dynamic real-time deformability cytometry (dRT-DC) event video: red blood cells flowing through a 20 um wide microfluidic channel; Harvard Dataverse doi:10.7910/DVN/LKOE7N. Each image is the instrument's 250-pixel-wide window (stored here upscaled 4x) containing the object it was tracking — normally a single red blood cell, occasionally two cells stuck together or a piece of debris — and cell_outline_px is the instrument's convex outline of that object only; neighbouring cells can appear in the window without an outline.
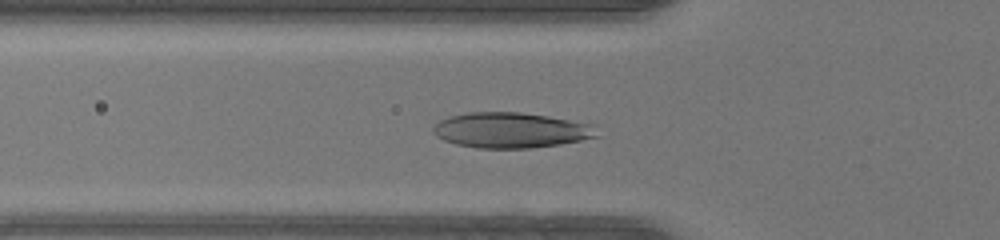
{"species": "human", "species_latin": "Homo sapiens", "temperature_condition": "warm", "stored_images_in_passage": 34, "camera_frame_rate_fps": 3000, "um_per_image_px": 0.085, "donor": {"sex": "female"}, "frame": {"image": 1, "passage_image": 3, "time_ms": 0.667, "image_size_px": [1000, 240], "cell_outline_px": [[600, 136], [560, 144], [532, 148], [476, 148], [456, 144], [444, 140], [436, 136], [432, 132], [432, 128], [440, 120], [448, 116], [468, 112], [520, 112], [548, 116], [588, 124]], "centroid_in_image_um": [43.34, 11.07], "position_along_channel_um": 82.5, "area_um2": 33.58}}
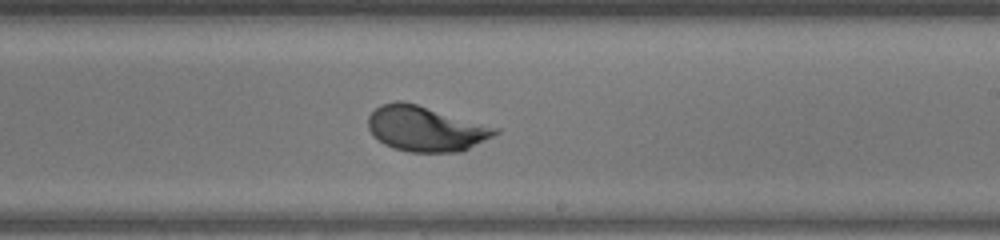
{"frame": {"image": 2, "passage_image": 15, "time_ms": 4.667, "image_size_px": [1000, 240], "cell_outline_px": [[500, 132], [460, 152], [408, 152], [392, 148], [384, 144], [372, 136], [368, 128], [368, 116], [380, 104], [396, 100], [404, 100], [500, 128]], "centroid_in_image_um": [36.14, 10.93], "position_along_channel_um": 252.9, "area_um2": 33.7}}
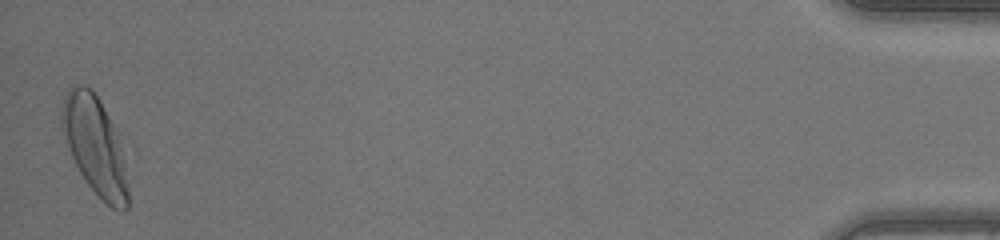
{"frame": {"image": 3, "passage_image": 34, "time_ms": 11.0, "image_size_px": [1000, 240], "cell_outline_px": [[128, 208], [124, 212], [120, 212], [112, 208], [84, 180], [68, 148], [60, 128], [60, 104], [68, 88], [72, 84], [80, 84], [92, 88], [108, 116], [112, 124], [120, 148], [128, 188]], "centroid_in_image_um": [8.0, 12.33], "position_along_channel_um": 427.2, "area_um2": 37.34}, "authors_computed_cell_mechanics": {"area_um2": 32.946, "velocity_mm_per_s": 4.2672, "shape_relaxation_time_tau1_ms": 2.8492, "shape_relaxation_time_tau2_ms": null, "deformation_change_tau1": 0.1682, "deformation_change_tau2": null}}